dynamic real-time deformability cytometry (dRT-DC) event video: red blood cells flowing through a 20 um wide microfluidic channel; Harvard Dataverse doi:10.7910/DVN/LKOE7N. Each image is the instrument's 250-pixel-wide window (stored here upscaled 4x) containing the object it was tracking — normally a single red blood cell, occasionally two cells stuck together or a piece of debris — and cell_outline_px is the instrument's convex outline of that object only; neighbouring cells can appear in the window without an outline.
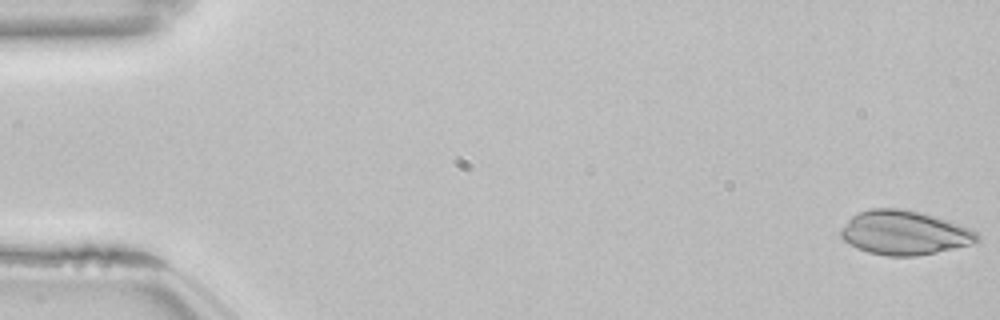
{"species": "common noctule bat (a hibernating species)", "species_latin": "Nyctalus noctula", "temperature_condition": "room temperature", "stored_images_in_passage": 53, "camera_frame_rate_fps": 3000, "um_per_image_px": 0.085, "animal": {"sex": "female", "body_mass_g": 22.7, "forearm_length_mm": 54.2}, "frame": {"image": 1, "passage_image": 1, "time_ms": 0.0, "image_size_px": [1000, 320], "cell_outline_px": [[980, 240], [976, 244], [916, 256], [884, 256], [868, 252], [856, 248], [844, 240], [840, 236], [840, 228], [852, 216], [860, 212], [872, 208], [900, 208], [920, 212], [936, 216], [960, 224], [976, 232], [980, 236]], "centroid_in_image_um": [76.89, 19.79], "position_along_channel_um": 8.1, "area_um2": 35.37}}